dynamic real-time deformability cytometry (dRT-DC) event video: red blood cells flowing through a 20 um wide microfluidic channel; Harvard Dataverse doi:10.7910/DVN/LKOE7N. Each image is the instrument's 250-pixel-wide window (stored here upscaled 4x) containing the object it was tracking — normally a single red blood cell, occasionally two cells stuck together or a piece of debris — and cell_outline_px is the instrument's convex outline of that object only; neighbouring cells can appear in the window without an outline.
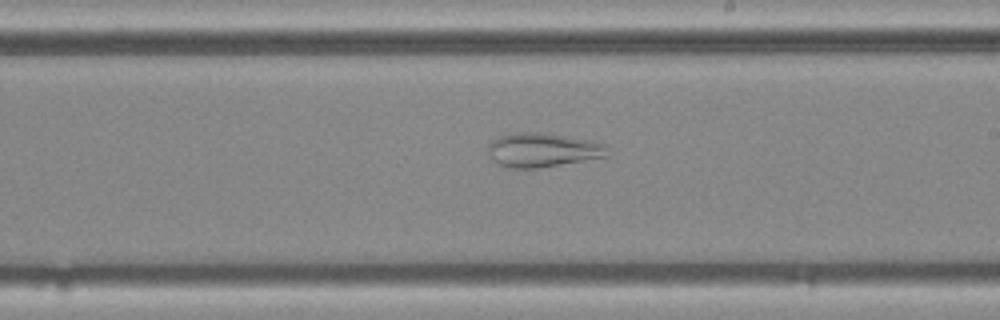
{"species": "common noctule bat (a hibernating species)", "species_latin": "Nyctalus noctula", "temperature_condition": "cold", "stored_images_in_passage": 40, "camera_frame_rate_fps": 3000, "um_per_image_px": 0.085, "animal": {"sex": "female", "body_mass_g": 25.1}, "frame": {"image": 1, "passage_image": 17, "time_ms": 5.333, "image_size_px": [1000, 320], "cell_outline_px": [[608, 156], [536, 168], [508, 168], [496, 164], [488, 152], [488, 144], [492, 140], [500, 136], [516, 132], [540, 132], [592, 140], [604, 144], [608, 148]], "centroid_in_image_um": [46.1, 12.74], "position_along_channel_um": 242.9, "area_um2": 23.7}}
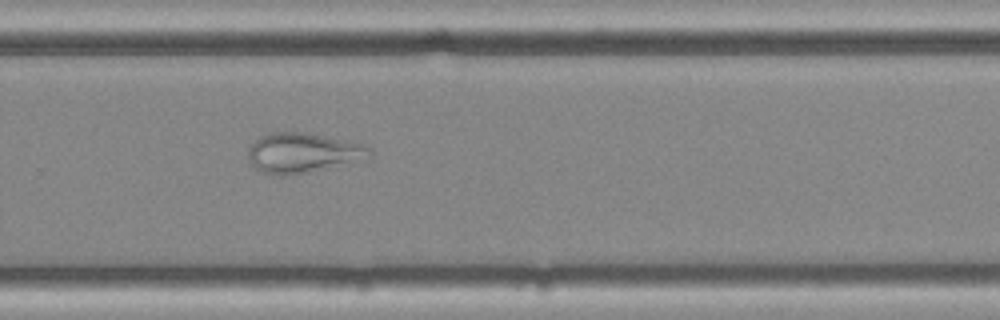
{"frame": {"image": 2, "passage_image": 22, "time_ms": 7.0, "image_size_px": [1000, 320], "cell_outline_px": [[372, 160], [308, 172], [284, 176], [280, 176], [264, 172], [256, 168], [248, 160], [248, 148], [260, 136], [268, 132], [304, 132], [364, 144], [372, 148]], "centroid_in_image_um": [25.82, 13.0], "position_along_channel_um": 304.0, "area_um2": 28.78}}
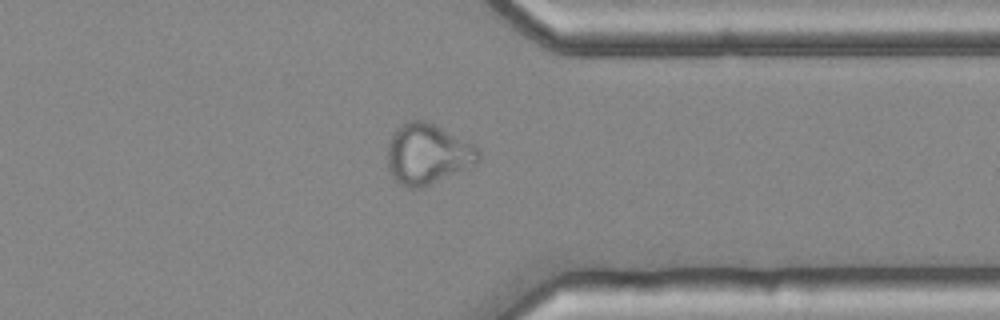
{"frame": {"image": 3, "passage_image": 28, "time_ms": 9.0, "image_size_px": [1000, 320], "cell_outline_px": [[480, 160], [476, 164], [420, 188], [408, 188], [400, 184], [392, 176], [388, 168], [388, 144], [396, 128], [408, 120], [428, 120], [472, 144], [480, 152]], "centroid_in_image_um": [36.33, 13.07], "position_along_channel_um": 375.1, "area_um2": 31.85}}